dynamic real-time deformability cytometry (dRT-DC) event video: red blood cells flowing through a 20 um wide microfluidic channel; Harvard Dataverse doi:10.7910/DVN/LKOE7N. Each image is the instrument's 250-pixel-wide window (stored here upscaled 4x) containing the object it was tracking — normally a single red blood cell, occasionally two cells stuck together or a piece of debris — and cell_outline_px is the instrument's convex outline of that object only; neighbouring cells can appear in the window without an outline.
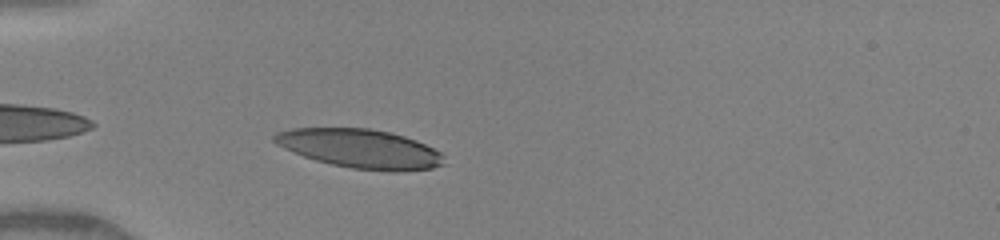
{"species": "human", "species_latin": "Homo sapiens", "temperature_condition": "warm", "stored_images_in_passage": 4, "camera_frame_rate_fps": 3000, "um_per_image_px": 0.085, "donor": {"sex": "female"}, "frame": {"image": 1, "passage_image": 4, "time_ms": 3.0, "image_size_px": [1000, 240], "cell_outline_px": [[448, 164], [432, 168], [396, 172], [388, 172], [352, 168], [332, 164], [316, 160], [304, 156], [284, 148], [276, 144], [272, 140], [272, 136], [276, 132], [292, 128], [368, 128], [392, 132], [416, 140], [440, 152], [444, 156]], "centroid_in_image_um": [30.65, 12.64], "position_along_channel_um": 54.4, "area_um2": 38.78}}